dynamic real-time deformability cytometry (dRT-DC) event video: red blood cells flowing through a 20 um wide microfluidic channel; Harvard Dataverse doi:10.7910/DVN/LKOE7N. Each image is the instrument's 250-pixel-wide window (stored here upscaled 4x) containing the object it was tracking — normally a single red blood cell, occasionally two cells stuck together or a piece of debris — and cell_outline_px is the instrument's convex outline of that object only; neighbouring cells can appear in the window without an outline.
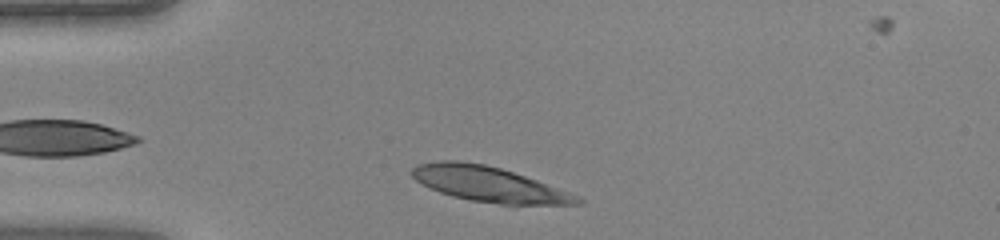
{"species": "human", "species_latin": "Homo sapiens", "temperature_condition": "warm", "stored_images_in_passage": 31, "camera_frame_rate_fps": 3000, "um_per_image_px": 0.085, "donor": {"sex": "female"}, "frame": {"image": 1, "passage_image": 2, "time_ms": 0.333, "image_size_px": [1000, 240], "cell_outline_px": [[584, 204], [500, 204], [468, 200], [452, 196], [440, 192], [416, 180], [412, 176], [412, 168], [416, 164], [440, 160], [456, 160], [484, 164], [500, 168], [536, 180], [580, 196], [584, 200]], "centroid_in_image_um": [41.55, 15.65], "position_along_channel_um": 43.4, "area_um2": 33.52}}
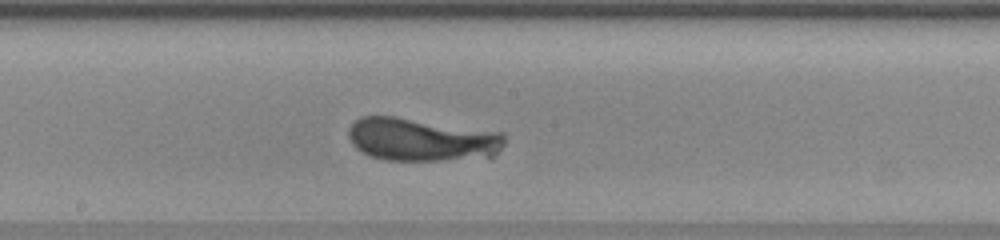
{"frame": {"image": 2, "passage_image": 15, "time_ms": 4.667, "image_size_px": [1000, 240], "cell_outline_px": [[504, 144], [492, 156], [444, 160], [388, 160], [372, 156], [356, 148], [352, 144], [348, 136], [348, 128], [360, 116], [392, 116], [504, 132]], "centroid_in_image_um": [35.82, 11.85], "position_along_channel_um": 212.4, "area_um2": 38.9}}
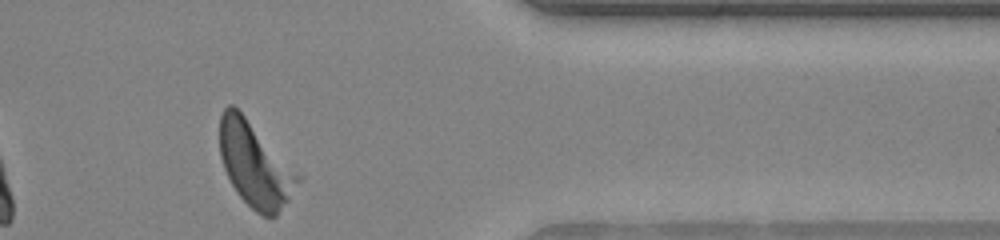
{"frame": {"image": 3, "passage_image": 28, "time_ms": 9.0, "image_size_px": [1000, 240], "cell_outline_px": [[304, 176], [288, 200], [276, 216], [264, 216], [256, 212], [236, 192], [224, 168], [220, 156], [220, 116], [224, 108], [228, 104], [232, 104]], "centroid_in_image_um": [21.71, 14.0], "position_along_channel_um": 389.7, "area_um2": 38.21}}